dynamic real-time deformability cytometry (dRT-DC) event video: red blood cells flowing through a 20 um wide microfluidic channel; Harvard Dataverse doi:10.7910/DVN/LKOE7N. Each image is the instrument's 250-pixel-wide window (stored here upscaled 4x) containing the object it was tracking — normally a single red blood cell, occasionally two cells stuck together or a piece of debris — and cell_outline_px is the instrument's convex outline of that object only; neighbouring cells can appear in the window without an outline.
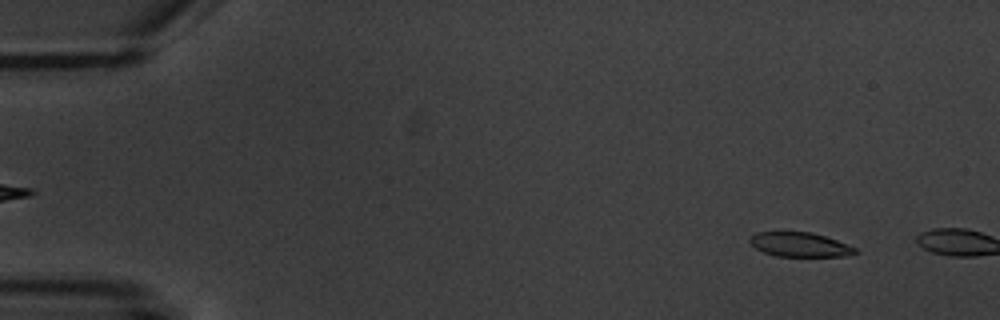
{"species": "common noctule bat (a hibernating species)", "species_latin": "Nyctalus noctula", "temperature_condition": "warm", "stored_images_in_passage": 2, "camera_frame_rate_fps": 3000, "um_per_image_px": 0.085, "animal": {"sex": "male", "body_mass_g": 20.1, "forearm_length_mm": 53.5}, "frame": {"image": 1, "passage_image": 1, "time_ms": 0.0, "image_size_px": [1000, 320], "cell_outline_px": [[860, 252], [844, 256], [776, 256], [764, 252], [756, 248], [748, 240], [756, 232], [812, 232], [836, 240], [856, 248]], "centroid_in_image_um": [67.99, 20.79], "position_along_channel_um": 17.0, "area_um2": 14.8}}